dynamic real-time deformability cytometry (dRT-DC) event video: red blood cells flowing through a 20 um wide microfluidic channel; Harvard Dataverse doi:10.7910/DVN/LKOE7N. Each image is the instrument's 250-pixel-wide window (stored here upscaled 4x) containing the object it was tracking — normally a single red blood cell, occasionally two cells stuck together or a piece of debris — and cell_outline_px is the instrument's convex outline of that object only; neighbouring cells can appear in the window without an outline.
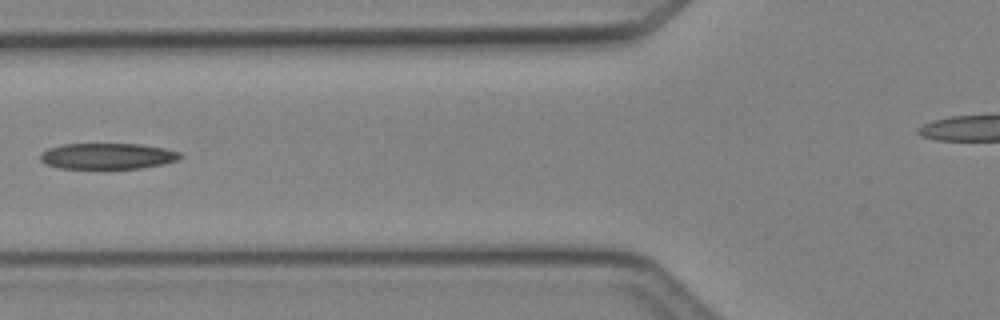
{"species": "Egyptian fruit bat (a non-hibernating species)", "species_latin": "Rousettus aegyptiacus", "temperature_condition": "cold", "stored_images_in_passage": 4, "camera_frame_rate_fps": 3000, "um_per_image_px": 0.085, "animal": {"sex": "female"}, "frame": {"image": 1, "passage_image": 4, "time_ms": 3.333, "image_size_px": [1000, 320], "cell_outline_px": [[184, 156], [176, 160], [160, 164], [140, 168], [60, 168], [44, 164], [40, 160], [40, 156], [48, 148], [64, 144], [140, 144], [164, 148], [180, 152]], "centroid_in_image_um": [9.13, 13.26], "position_along_channel_um": 116.7, "area_um2": 20.98}}